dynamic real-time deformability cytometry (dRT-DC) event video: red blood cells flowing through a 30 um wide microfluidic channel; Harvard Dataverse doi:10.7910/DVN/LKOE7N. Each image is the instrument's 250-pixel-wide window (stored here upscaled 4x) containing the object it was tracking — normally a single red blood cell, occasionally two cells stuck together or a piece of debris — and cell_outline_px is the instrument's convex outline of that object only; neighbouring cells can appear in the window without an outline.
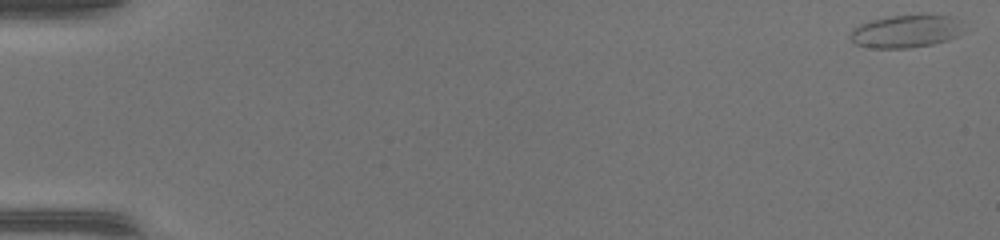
{"species": "common noctule bat (a hibernating species)", "species_latin": "Nyctalus noctula", "temperature_condition": "warm", "stored_images_in_passage": 9, "camera_frame_rate_fps": 3000, "um_per_image_px": 0.085, "animal": {"sex": "female", "body_mass_g": 17.0, "forearm_length_mm": 48.0}, "frame": {"image": 1, "passage_image": 1, "time_ms": 0.0, "image_size_px": [1000, 240], "cell_outline_px": [[968, 32], [960, 36], [948, 40], [932, 44], [908, 48], [876, 48], [856, 44], [848, 36], [848, 32], [852, 28], [860, 24], [872, 20], [892, 16], [920, 12], [952, 16]], "centroid_in_image_um": [77.07, 2.63], "position_along_channel_um": 7.9, "area_um2": 22.43}}